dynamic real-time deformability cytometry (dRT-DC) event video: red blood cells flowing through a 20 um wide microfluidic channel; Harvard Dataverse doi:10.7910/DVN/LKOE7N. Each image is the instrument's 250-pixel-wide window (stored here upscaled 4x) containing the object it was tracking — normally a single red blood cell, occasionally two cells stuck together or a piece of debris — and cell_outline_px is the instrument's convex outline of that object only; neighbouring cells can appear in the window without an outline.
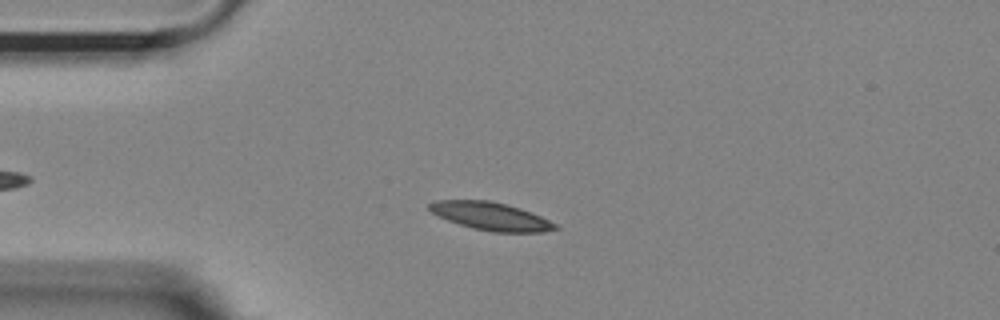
{"species": "Egyptian fruit bat (a non-hibernating species)", "species_latin": "Rousettus aegyptiacus", "temperature_condition": "room temperature", "stored_images_in_passage": 44, "camera_frame_rate_fps": 3000, "um_per_image_px": 0.085, "animal": {"sex": "female"}, "frame": {"image": 1, "passage_image": 11, "time_ms": 3.333, "image_size_px": [1000, 320], "cell_outline_px": [[560, 228], [544, 232], [492, 232], [472, 228], [448, 220], [432, 212], [428, 208], [428, 204], [436, 200], [488, 200], [520, 208], [532, 212], [556, 224]], "centroid_in_image_um": [41.73, 18.38], "position_along_channel_um": 43.3, "area_um2": 20.35}}
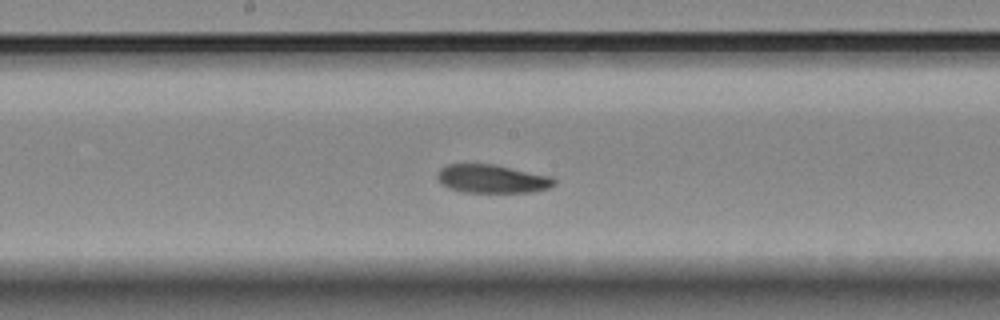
{"frame": {"image": 2, "passage_image": 26, "time_ms": 8.333, "image_size_px": [1000, 320], "cell_outline_px": [[556, 184], [548, 188], [532, 192], [464, 192], [448, 188], [440, 184], [436, 176], [436, 172], [440, 168], [448, 164], [496, 164], [552, 176], [556, 180]], "centroid_in_image_um": [41.81, 15.19], "position_along_channel_um": 206.4, "area_um2": 19.65}}
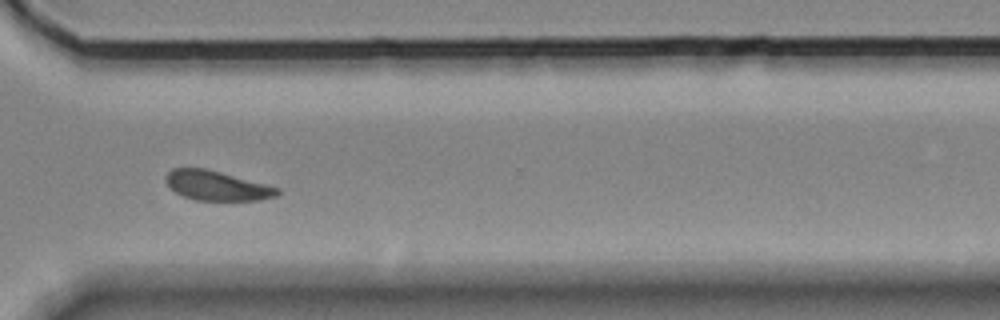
{"frame": {"image": 3, "passage_image": 38, "time_ms": 12.333, "image_size_px": [1000, 320], "cell_outline_px": [[280, 192], [276, 196], [260, 200], [196, 200], [184, 196], [176, 192], [164, 180], [168, 172], [172, 168], [204, 168], [220, 172], [280, 188]], "centroid_in_image_um": [18.43, 15.78], "position_along_channel_um": 352.2, "area_um2": 18.96}, "authors_computed_cell_mechanics": {"area_um2": 20.2878, "velocity_mm_per_s": 3.6421, "shape_relaxation_time_tau1_ms": 6.0677, "shape_relaxation_time_tau2_ms": 5.9212, "deformation_change_tau1": 0.1697, "deformation_change_tau2": 0.1127}}